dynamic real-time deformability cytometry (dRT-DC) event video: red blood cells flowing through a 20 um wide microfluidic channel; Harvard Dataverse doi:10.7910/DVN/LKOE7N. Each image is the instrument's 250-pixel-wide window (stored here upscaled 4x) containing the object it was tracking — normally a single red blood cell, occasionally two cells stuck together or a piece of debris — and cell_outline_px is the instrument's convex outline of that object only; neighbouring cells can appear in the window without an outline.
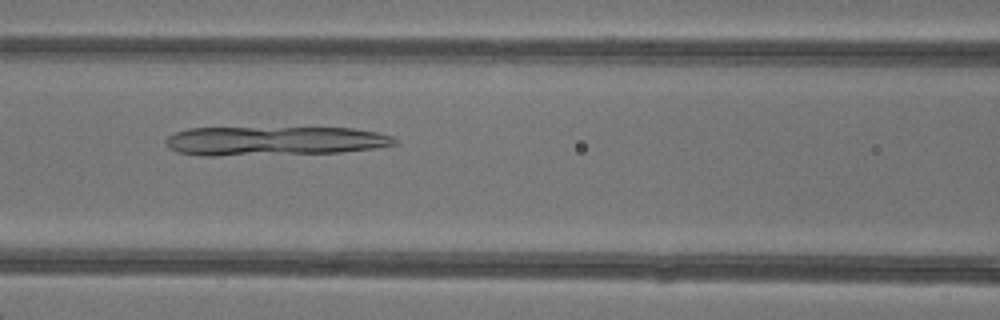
{"species": "common noctule bat (a hibernating species)", "species_latin": "Nyctalus noctula", "temperature_condition": "warm", "stored_images_in_passage": 6, "camera_frame_rate_fps": 3000, "um_per_image_px": 0.085, "animal": {"sex": "female"}, "frame": {"image": 1, "passage_image": 6, "time_ms": 6.0, "image_size_px": [1000, 320], "cell_outline_px": [[396, 144], [376, 148], [340, 152], [216, 156], [204, 156], [176, 152], [168, 148], [164, 140], [168, 136], [176, 132], [188, 128], [352, 128], [376, 132], [392, 136], [396, 140]], "centroid_in_image_um": [23.26, 11.98], "position_along_channel_um": 143.3, "area_um2": 38.9}}